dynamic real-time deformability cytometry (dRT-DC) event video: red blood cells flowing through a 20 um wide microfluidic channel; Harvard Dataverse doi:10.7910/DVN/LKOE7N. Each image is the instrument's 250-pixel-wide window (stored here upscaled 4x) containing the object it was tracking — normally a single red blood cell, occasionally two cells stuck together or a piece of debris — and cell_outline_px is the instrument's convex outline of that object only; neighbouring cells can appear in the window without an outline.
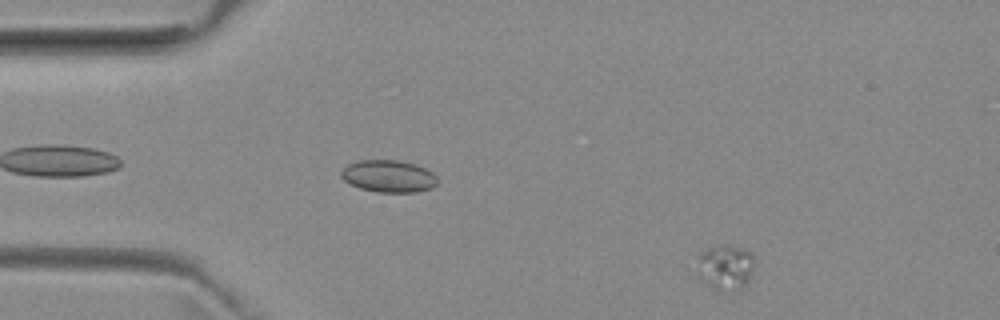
{"species": "common noctule bat (a hibernating species)", "species_latin": "Nyctalus noctula", "temperature_condition": "room temperature", "stored_images_in_passage": 48, "camera_frame_rate_fps": 3000, "um_per_image_px": 0.085, "animal": {"sex": "female", "body_mass_g": 29.2, "forearm_length_mm": 56.3}, "frame": {"image": 1, "passage_image": 1, "time_ms": 0.0, "image_size_px": [1000, 320], "cell_outline_px": [[756, 264], [748, 284], [740, 292], [716, 292], [696, 280], [696, 256], [700, 252], [708, 248], [720, 244], [728, 244], [744, 248], [752, 252], [756, 256]], "centroid_in_image_um": [61.65, 22.77], "position_along_channel_um": 23.4, "area_um2": 16.99}}
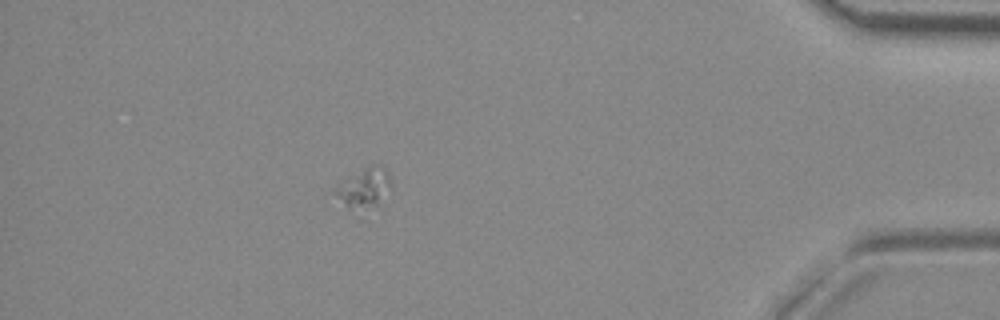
{"frame": {"image": 2, "passage_image": 41, "time_ms": 13.333, "image_size_px": [1000, 320], "cell_outline_px": [[392, 188], [376, 204], [348, 208], [336, 192], [336, 188], [364, 168], [372, 164], [376, 164], [384, 168], [388, 172]], "centroid_in_image_um": [31.06, 15.9], "position_along_channel_um": 404.1, "area_um2": 11.62}}